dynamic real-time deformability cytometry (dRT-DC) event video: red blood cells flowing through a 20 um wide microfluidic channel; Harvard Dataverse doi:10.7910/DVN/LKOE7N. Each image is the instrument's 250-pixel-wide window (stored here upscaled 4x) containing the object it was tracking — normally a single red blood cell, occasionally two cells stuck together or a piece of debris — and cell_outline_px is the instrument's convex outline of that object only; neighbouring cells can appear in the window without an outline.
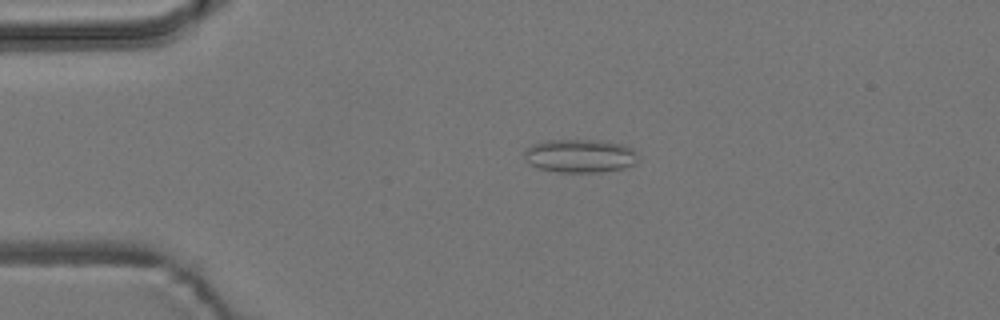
{"species": "common noctule bat (a hibernating species)", "species_latin": "Nyctalus noctula", "temperature_condition": "room temperature", "stored_images_in_passage": 4, "camera_frame_rate_fps": 3000, "um_per_image_px": 0.085, "animal": {"sex": "male", "body_mass_g": 19.2, "forearm_length_mm": 51.8}, "frame": {"image": 1, "passage_image": 3, "time_ms": 0.667, "image_size_px": [1000, 320], "cell_outline_px": [[640, 160], [636, 164], [624, 168], [600, 172], [556, 172], [536, 168], [528, 164], [524, 156], [524, 152], [532, 144], [544, 140], [608, 140], [632, 148], [636, 152]], "centroid_in_image_um": [49.31, 13.25], "position_along_channel_um": 35.7, "area_um2": 22.6}}